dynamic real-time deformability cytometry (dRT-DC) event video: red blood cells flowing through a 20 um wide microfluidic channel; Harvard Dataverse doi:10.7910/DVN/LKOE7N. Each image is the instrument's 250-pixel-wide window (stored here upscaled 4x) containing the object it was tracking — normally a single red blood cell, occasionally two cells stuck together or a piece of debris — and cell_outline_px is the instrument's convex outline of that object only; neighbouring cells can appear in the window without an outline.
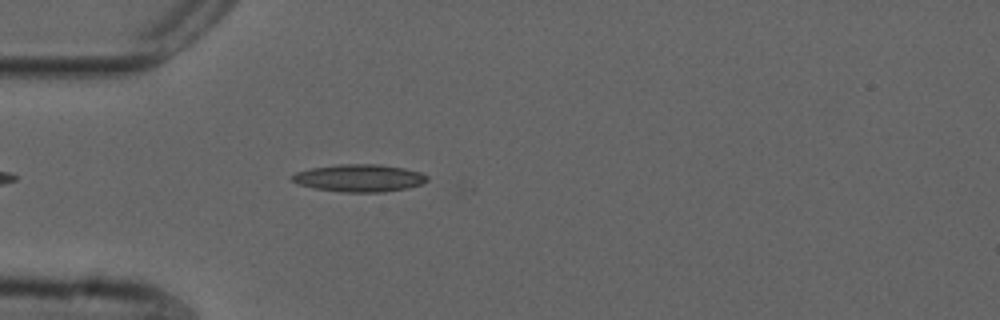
{"species": "common noctule bat (a hibernating species)", "species_latin": "Nyctalus noctula", "temperature_condition": "cold", "stored_images_in_passage": 36, "camera_frame_rate_fps": 3000, "um_per_image_px": 0.085, "animal": {"sex": "male", "forearm_length_mm": 52.5}, "frame": {"image": 1, "passage_image": 5, "time_ms": 1.333, "image_size_px": [1000, 320], "cell_outline_px": [[428, 180], [424, 184], [408, 188], [384, 192], [344, 192], [316, 188], [300, 184], [292, 180], [292, 176], [296, 172], [312, 168], [340, 164], [380, 164], [404, 168], [420, 172], [428, 176]], "centroid_in_image_um": [30.61, 15.13], "position_along_channel_um": 54.4, "area_um2": 21.5}}
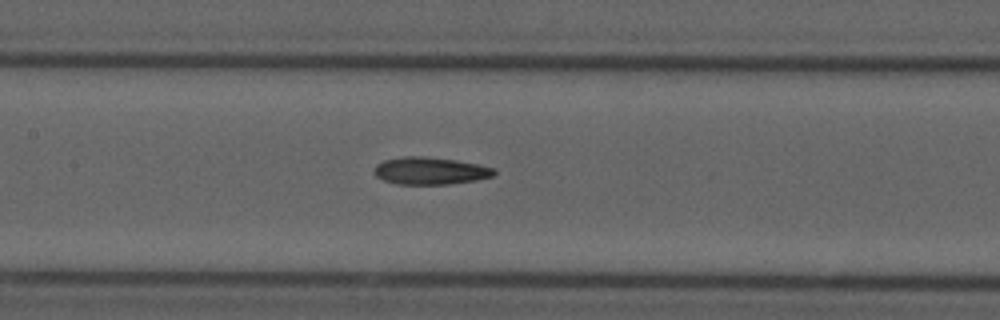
{"frame": {"image": 2, "passage_image": 15, "time_ms": 4.667, "image_size_px": [1000, 320], "cell_outline_px": [[496, 172], [492, 176], [476, 180], [448, 184], [396, 184], [384, 180], [376, 176], [376, 164], [384, 160], [404, 156], [424, 156], [456, 160], [496, 168]], "centroid_in_image_um": [36.58, 14.51], "position_along_channel_um": 170.8, "area_um2": 18.96}}
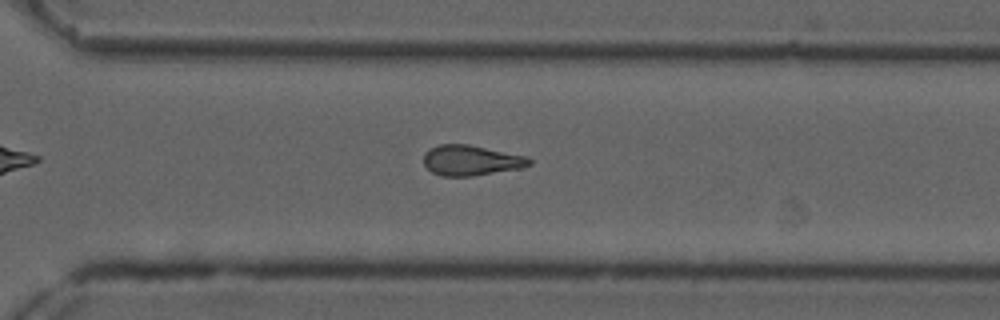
{"frame": {"image": 3, "passage_image": 28, "time_ms": 9.0, "image_size_px": [1000, 320], "cell_outline_px": [[532, 164], [520, 168], [472, 176], [440, 176], [432, 172], [424, 164], [424, 152], [428, 148], [440, 144], [468, 144], [528, 156], [532, 160]], "centroid_in_image_um": [40.03, 13.62], "position_along_channel_um": 330.6, "area_um2": 18.79}, "authors_computed_cell_mechanics": {"area_um2": 18.8139, "velocity_mm_per_s": 3.7039, "shape_relaxation_time_tau1_ms": null, "shape_relaxation_time_tau2_ms": 5.0138, "deformation_change_tau1": null, "deformation_change_tau2": 0.1508}}